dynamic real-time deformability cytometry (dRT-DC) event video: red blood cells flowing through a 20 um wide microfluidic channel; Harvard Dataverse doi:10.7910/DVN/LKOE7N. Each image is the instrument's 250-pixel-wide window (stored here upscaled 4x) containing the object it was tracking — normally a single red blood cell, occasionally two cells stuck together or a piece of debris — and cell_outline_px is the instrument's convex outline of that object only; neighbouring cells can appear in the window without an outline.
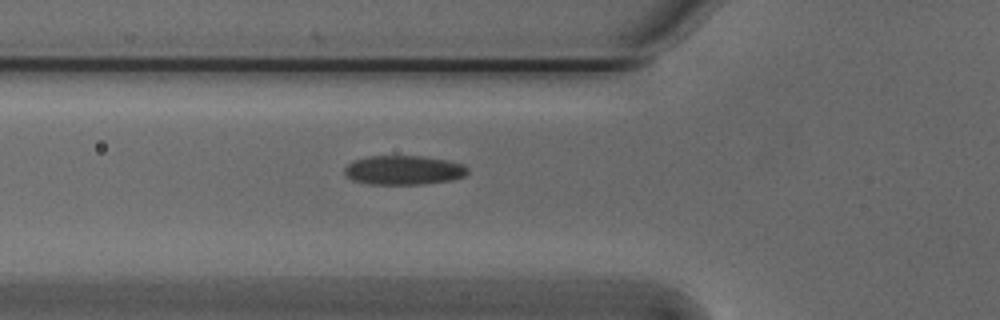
{"species": "Egyptian fruit bat (a non-hibernating species)", "species_latin": "Rousettus aegyptiacus", "temperature_condition": "cold", "stored_images_in_passage": 4, "camera_frame_rate_fps": 3000, "um_per_image_px": 0.085, "animal": {"sex": "male"}, "frame": {"image": 1, "passage_image": 2, "time_ms": 0.333, "image_size_px": [1000, 320], "cell_outline_px": [[468, 172], [464, 176], [452, 180], [424, 184], [368, 184], [352, 180], [344, 176], [344, 168], [352, 160], [368, 156], [420, 156], [448, 160], [464, 164], [468, 168]], "centroid_in_image_um": [34.29, 14.46], "position_along_channel_um": 91.5, "area_um2": 21.21}}